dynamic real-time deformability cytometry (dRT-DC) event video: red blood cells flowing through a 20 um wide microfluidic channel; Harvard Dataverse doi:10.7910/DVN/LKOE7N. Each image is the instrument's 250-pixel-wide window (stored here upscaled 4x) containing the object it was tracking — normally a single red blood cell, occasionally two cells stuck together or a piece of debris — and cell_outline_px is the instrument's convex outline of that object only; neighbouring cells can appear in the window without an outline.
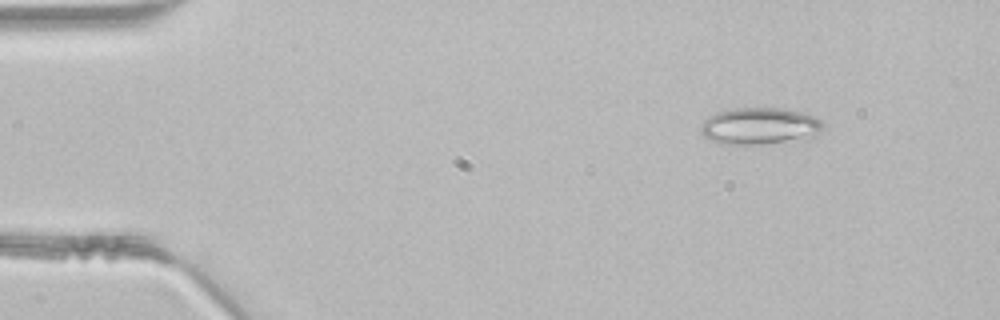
{"species": "common noctule bat (a hibernating species)", "species_latin": "Nyctalus noctula", "temperature_condition": "room temperature", "stored_images_in_passage": 41, "camera_frame_rate_fps": 3000, "um_per_image_px": 0.085, "animal": {"sex": "male", "body_mass_g": 21.5, "forearm_length_mm": 52.0}, "frame": {"image": 1, "passage_image": 1, "time_ms": 0.0, "image_size_px": [1000, 320], "cell_outline_px": [[824, 128], [820, 132], [804, 140], [760, 144], [724, 144], [712, 140], [704, 136], [700, 132], [700, 128], [704, 120], [716, 112], [736, 108], [784, 108], [804, 112], [824, 120]], "centroid_in_image_um": [64.64, 10.71], "position_along_channel_um": 20.4, "area_um2": 26.59}}
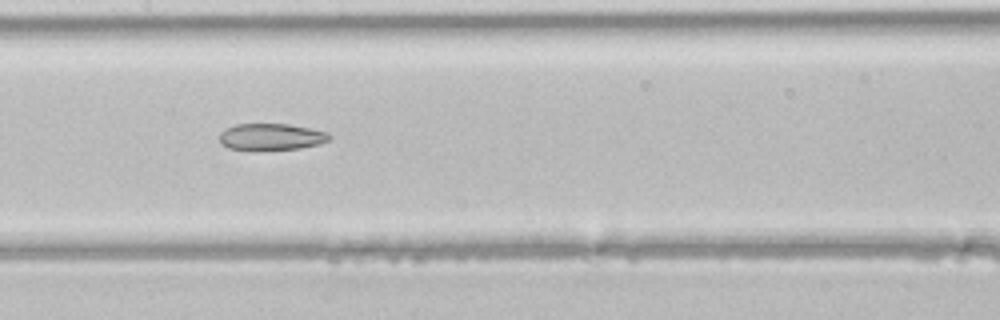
{"frame": {"image": 2, "passage_image": 18, "time_ms": 5.667, "image_size_px": [1000, 320], "cell_outline_px": [[332, 136], [328, 140], [320, 144], [300, 148], [228, 148], [220, 144], [220, 132], [224, 128], [236, 124], [288, 124], [328, 132]], "centroid_in_image_um": [23.05, 11.59], "position_along_channel_um": 184.3, "area_um2": 16.59}}
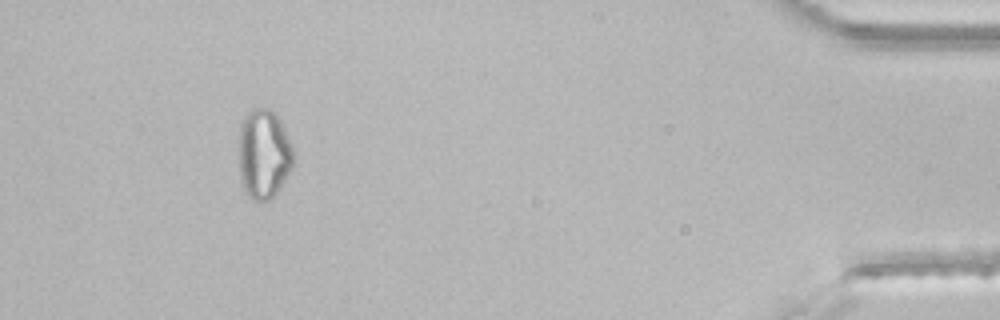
{"frame": {"image": 3, "passage_image": 38, "time_ms": 12.333, "image_size_px": [1000, 320], "cell_outline_px": [[292, 168], [276, 196], [268, 200], [252, 200], [244, 192], [240, 180], [240, 124], [248, 112], [252, 108], [268, 108], [280, 120], [292, 144]], "centroid_in_image_um": [22.42, 13.13], "position_along_channel_um": 412.8, "area_um2": 28.5}}